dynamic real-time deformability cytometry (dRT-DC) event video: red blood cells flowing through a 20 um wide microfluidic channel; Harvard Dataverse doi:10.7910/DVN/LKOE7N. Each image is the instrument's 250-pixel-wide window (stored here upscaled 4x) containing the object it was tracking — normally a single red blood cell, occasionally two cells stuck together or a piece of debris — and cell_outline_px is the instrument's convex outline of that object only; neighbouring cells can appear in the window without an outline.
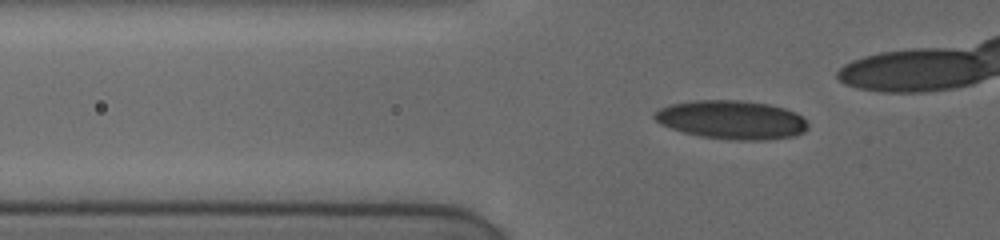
{"species": "human", "species_latin": "Homo sapiens", "temperature_condition": "cold", "stored_images_in_passage": 34, "camera_frame_rate_fps": 3000, "um_per_image_px": 0.085, "donor": {"sex": "female"}, "frame": {"image": 1, "passage_image": 10, "time_ms": 3.333, "image_size_px": [1000, 240], "cell_outline_px": [[808, 128], [804, 132], [792, 136], [764, 140], [740, 140], [700, 136], [684, 132], [660, 124], [652, 116], [652, 112], [668, 104], [692, 100], [740, 100], [768, 104], [784, 108], [796, 112], [808, 124]], "centroid_in_image_um": [62.15, 10.17], "position_along_channel_um": 63.6, "area_um2": 34.56}}
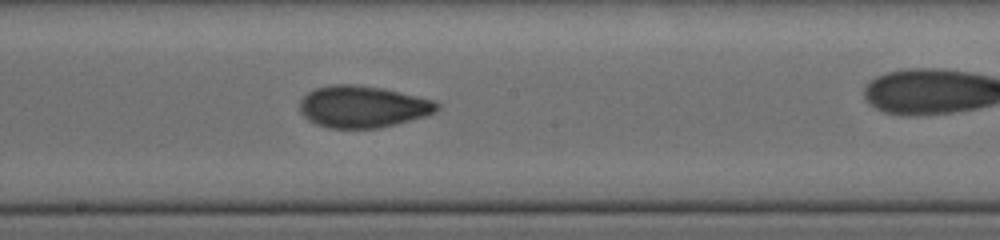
{"frame": {"image": 2, "passage_image": 21, "time_ms": 7.667, "image_size_px": [1000, 240], "cell_outline_px": [[440, 108], [436, 112], [424, 116], [380, 128], [328, 128], [316, 124], [308, 120], [300, 112], [300, 100], [308, 92], [316, 88], [332, 84], [352, 84], [380, 88], [436, 100], [440, 104]], "centroid_in_image_um": [30.83, 9.07], "position_along_channel_um": 217.4, "area_um2": 33.41}}
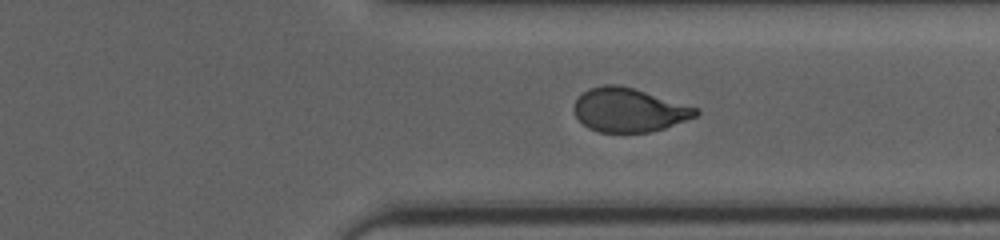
{"frame": {"image": 3, "passage_image": 31, "time_ms": 11.333, "image_size_px": [1000, 240], "cell_outline_px": [[700, 112], [696, 116], [664, 128], [648, 132], [600, 132], [588, 128], [576, 116], [576, 100], [588, 88], [604, 84], [620, 84], [700, 108]], "centroid_in_image_um": [53.49, 9.34], "position_along_channel_um": 357.9, "area_um2": 30.87}}